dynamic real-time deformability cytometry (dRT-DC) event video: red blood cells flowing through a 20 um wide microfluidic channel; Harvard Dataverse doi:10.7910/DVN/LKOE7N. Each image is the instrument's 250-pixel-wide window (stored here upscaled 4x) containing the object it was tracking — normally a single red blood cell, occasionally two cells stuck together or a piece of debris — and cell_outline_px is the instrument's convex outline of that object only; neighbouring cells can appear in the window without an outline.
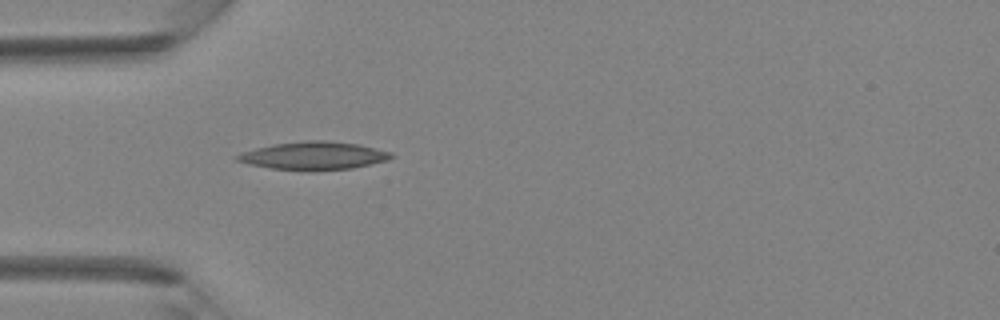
{"species": "Egyptian fruit bat (a non-hibernating species)", "species_latin": "Rousettus aegyptiacus", "temperature_condition": "room temperature", "stored_images_in_passage": 2, "camera_frame_rate_fps": 3000, "um_per_image_px": 0.085, "animal": {"sex": "female"}, "frame": {"image": 1, "passage_image": 2, "time_ms": 1.0, "image_size_px": [1000, 320], "cell_outline_px": [[396, 156], [388, 160], [352, 168], [308, 172], [272, 168], [248, 164], [236, 160], [232, 156], [240, 152], [272, 144], [308, 140], [324, 140], [356, 144], [376, 148], [392, 152]], "centroid_in_image_um": [26.64, 13.25], "position_along_channel_um": 58.4, "area_um2": 25.49}}